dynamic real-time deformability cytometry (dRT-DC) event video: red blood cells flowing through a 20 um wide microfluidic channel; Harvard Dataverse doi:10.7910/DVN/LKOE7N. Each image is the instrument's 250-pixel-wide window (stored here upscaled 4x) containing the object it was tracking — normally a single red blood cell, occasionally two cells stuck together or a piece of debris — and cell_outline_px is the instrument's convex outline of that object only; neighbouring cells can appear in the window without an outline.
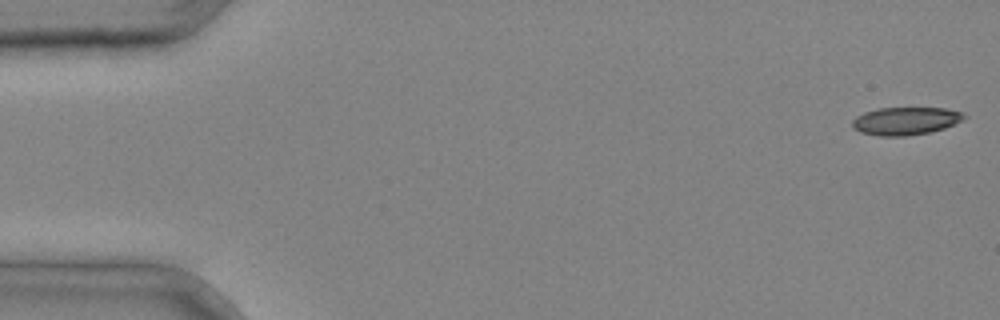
{"species": "common noctule bat (a hibernating species)", "species_latin": "Nyctalus noctula", "temperature_condition": "cold", "stored_images_in_passage": 4, "camera_frame_rate_fps": 3000, "um_per_image_px": 0.085, "animal": {"sex": "male", "body_mass_g": 20.4}, "frame": {"image": 1, "passage_image": 1, "time_ms": 0.0, "image_size_px": [1000, 320], "cell_outline_px": [[968, 116], [964, 120], [944, 128], [932, 132], [904, 136], [880, 136], [860, 132], [852, 128], [852, 120], [856, 116], [864, 112], [880, 108], [944, 108], [964, 112]], "centroid_in_image_um": [77.0, 10.28], "position_along_channel_um": 8.0, "area_um2": 18.32}}